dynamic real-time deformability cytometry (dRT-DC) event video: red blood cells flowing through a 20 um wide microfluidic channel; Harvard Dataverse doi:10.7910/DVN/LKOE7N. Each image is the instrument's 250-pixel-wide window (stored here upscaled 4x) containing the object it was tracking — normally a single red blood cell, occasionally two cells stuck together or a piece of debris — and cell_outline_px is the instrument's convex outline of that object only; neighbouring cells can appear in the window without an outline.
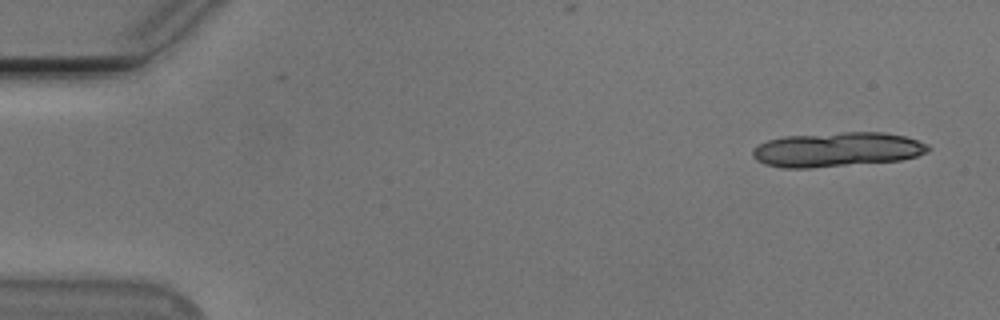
{"species": "Egyptian fruit bat (a non-hibernating species)", "species_latin": "Rousettus aegyptiacus", "temperature_condition": "cold", "stored_images_in_passage": 10, "camera_frame_rate_fps": 3000, "um_per_image_px": 0.085, "animal": {"sex": "male"}, "frame": {"image": 1, "passage_image": 1, "time_ms": 0.0, "image_size_px": [1000, 320], "cell_outline_px": [[932, 148], [928, 152], [916, 156], [900, 160], [808, 168], [784, 168], [764, 164], [756, 160], [752, 156], [752, 148], [768, 140], [784, 136], [840, 132], [884, 132], [904, 136], [928, 144]], "centroid_in_image_um": [71.13, 12.7], "position_along_channel_um": 13.9, "area_um2": 35.37}}